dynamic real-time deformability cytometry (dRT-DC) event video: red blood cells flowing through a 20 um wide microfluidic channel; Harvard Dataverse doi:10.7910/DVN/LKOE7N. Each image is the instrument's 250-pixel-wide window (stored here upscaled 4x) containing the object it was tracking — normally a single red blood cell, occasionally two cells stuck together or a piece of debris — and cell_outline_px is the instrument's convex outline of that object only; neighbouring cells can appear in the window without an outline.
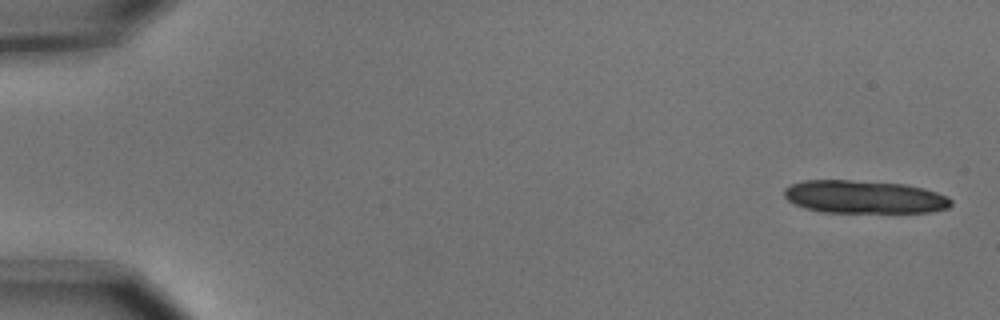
{"species": "common noctule bat (a hibernating species)", "species_latin": "Nyctalus noctula", "temperature_condition": "cold", "stored_images_in_passage": 4, "camera_frame_rate_fps": 3000, "um_per_image_px": 0.085, "animal": {"sex": "male", "body_mass_g": 15.6}, "frame": {"image": 1, "passage_image": 1, "time_ms": 0.0, "image_size_px": [1000, 320], "cell_outline_px": [[952, 204], [948, 208], [932, 212], [820, 212], [804, 208], [788, 200], [784, 196], [784, 188], [792, 184], [804, 180], [848, 180], [904, 184], [924, 188], [948, 196], [952, 200]], "centroid_in_image_um": [73.47, 16.74], "position_along_channel_um": 11.5, "area_um2": 32.08}}